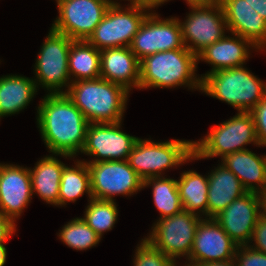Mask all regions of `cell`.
I'll return each instance as SVG.
<instances>
[{
	"label": "cell",
	"mask_w": 266,
	"mask_h": 266,
	"mask_svg": "<svg viewBox=\"0 0 266 266\" xmlns=\"http://www.w3.org/2000/svg\"><path fill=\"white\" fill-rule=\"evenodd\" d=\"M32 195L29 168L0 163V212L15 223Z\"/></svg>",
	"instance_id": "e0dca14e"
},
{
	"label": "cell",
	"mask_w": 266,
	"mask_h": 266,
	"mask_svg": "<svg viewBox=\"0 0 266 266\" xmlns=\"http://www.w3.org/2000/svg\"><path fill=\"white\" fill-rule=\"evenodd\" d=\"M191 12L183 22L179 20L184 45L198 55L207 46L225 36L227 23L219 0L206 5H190Z\"/></svg>",
	"instance_id": "30bf717a"
},
{
	"label": "cell",
	"mask_w": 266,
	"mask_h": 266,
	"mask_svg": "<svg viewBox=\"0 0 266 266\" xmlns=\"http://www.w3.org/2000/svg\"><path fill=\"white\" fill-rule=\"evenodd\" d=\"M261 215V200L258 193L247 192L232 201L214 220L238 245H247Z\"/></svg>",
	"instance_id": "2e32d148"
},
{
	"label": "cell",
	"mask_w": 266,
	"mask_h": 266,
	"mask_svg": "<svg viewBox=\"0 0 266 266\" xmlns=\"http://www.w3.org/2000/svg\"><path fill=\"white\" fill-rule=\"evenodd\" d=\"M94 199L115 201L114 196H131L143 188V180L127 160L87 163Z\"/></svg>",
	"instance_id": "7c38bea8"
},
{
	"label": "cell",
	"mask_w": 266,
	"mask_h": 266,
	"mask_svg": "<svg viewBox=\"0 0 266 266\" xmlns=\"http://www.w3.org/2000/svg\"><path fill=\"white\" fill-rule=\"evenodd\" d=\"M111 4H118V1L61 0L57 5L59 16L51 28L72 40L87 41Z\"/></svg>",
	"instance_id": "8fae6325"
},
{
	"label": "cell",
	"mask_w": 266,
	"mask_h": 266,
	"mask_svg": "<svg viewBox=\"0 0 266 266\" xmlns=\"http://www.w3.org/2000/svg\"><path fill=\"white\" fill-rule=\"evenodd\" d=\"M133 266H175L177 262L153 247L146 239L137 245Z\"/></svg>",
	"instance_id": "4dcf8cb0"
},
{
	"label": "cell",
	"mask_w": 266,
	"mask_h": 266,
	"mask_svg": "<svg viewBox=\"0 0 266 266\" xmlns=\"http://www.w3.org/2000/svg\"><path fill=\"white\" fill-rule=\"evenodd\" d=\"M225 14L227 32L250 40L259 50L266 48V20L245 0H219Z\"/></svg>",
	"instance_id": "ac0fdd59"
},
{
	"label": "cell",
	"mask_w": 266,
	"mask_h": 266,
	"mask_svg": "<svg viewBox=\"0 0 266 266\" xmlns=\"http://www.w3.org/2000/svg\"><path fill=\"white\" fill-rule=\"evenodd\" d=\"M221 160L237 176L247 192L260 194L266 188L265 154L258 156L247 149L226 155Z\"/></svg>",
	"instance_id": "44dd1931"
},
{
	"label": "cell",
	"mask_w": 266,
	"mask_h": 266,
	"mask_svg": "<svg viewBox=\"0 0 266 266\" xmlns=\"http://www.w3.org/2000/svg\"><path fill=\"white\" fill-rule=\"evenodd\" d=\"M7 258V249L4 243H0V266H4Z\"/></svg>",
	"instance_id": "f35d334b"
},
{
	"label": "cell",
	"mask_w": 266,
	"mask_h": 266,
	"mask_svg": "<svg viewBox=\"0 0 266 266\" xmlns=\"http://www.w3.org/2000/svg\"><path fill=\"white\" fill-rule=\"evenodd\" d=\"M129 92L101 77L71 82L65 90L89 123L122 122Z\"/></svg>",
	"instance_id": "7a4b0ae2"
},
{
	"label": "cell",
	"mask_w": 266,
	"mask_h": 266,
	"mask_svg": "<svg viewBox=\"0 0 266 266\" xmlns=\"http://www.w3.org/2000/svg\"><path fill=\"white\" fill-rule=\"evenodd\" d=\"M262 18L266 20V0H245Z\"/></svg>",
	"instance_id": "d590c367"
},
{
	"label": "cell",
	"mask_w": 266,
	"mask_h": 266,
	"mask_svg": "<svg viewBox=\"0 0 266 266\" xmlns=\"http://www.w3.org/2000/svg\"><path fill=\"white\" fill-rule=\"evenodd\" d=\"M82 219L94 232L102 238L104 232L112 230L118 218V208L115 201L90 199Z\"/></svg>",
	"instance_id": "f1b7e54d"
},
{
	"label": "cell",
	"mask_w": 266,
	"mask_h": 266,
	"mask_svg": "<svg viewBox=\"0 0 266 266\" xmlns=\"http://www.w3.org/2000/svg\"><path fill=\"white\" fill-rule=\"evenodd\" d=\"M200 266H237V264L235 262V259H230L227 261L206 263Z\"/></svg>",
	"instance_id": "74e56055"
},
{
	"label": "cell",
	"mask_w": 266,
	"mask_h": 266,
	"mask_svg": "<svg viewBox=\"0 0 266 266\" xmlns=\"http://www.w3.org/2000/svg\"><path fill=\"white\" fill-rule=\"evenodd\" d=\"M177 188L184 210L208 218V176L184 171L177 180Z\"/></svg>",
	"instance_id": "d4e9b609"
},
{
	"label": "cell",
	"mask_w": 266,
	"mask_h": 266,
	"mask_svg": "<svg viewBox=\"0 0 266 266\" xmlns=\"http://www.w3.org/2000/svg\"><path fill=\"white\" fill-rule=\"evenodd\" d=\"M56 156L73 158L63 154L45 156L37 161L33 169L29 168V173L32 193L37 194L47 204L58 206L61 174L66 164L58 160Z\"/></svg>",
	"instance_id": "603a6c76"
},
{
	"label": "cell",
	"mask_w": 266,
	"mask_h": 266,
	"mask_svg": "<svg viewBox=\"0 0 266 266\" xmlns=\"http://www.w3.org/2000/svg\"><path fill=\"white\" fill-rule=\"evenodd\" d=\"M129 47L139 61L157 52L184 48L179 19H162L152 11L140 25Z\"/></svg>",
	"instance_id": "4fadbf2b"
},
{
	"label": "cell",
	"mask_w": 266,
	"mask_h": 266,
	"mask_svg": "<svg viewBox=\"0 0 266 266\" xmlns=\"http://www.w3.org/2000/svg\"><path fill=\"white\" fill-rule=\"evenodd\" d=\"M100 77L128 91L139 89L140 61L130 47L103 49L100 51Z\"/></svg>",
	"instance_id": "d6986e66"
},
{
	"label": "cell",
	"mask_w": 266,
	"mask_h": 266,
	"mask_svg": "<svg viewBox=\"0 0 266 266\" xmlns=\"http://www.w3.org/2000/svg\"><path fill=\"white\" fill-rule=\"evenodd\" d=\"M194 160L193 141L167 140L161 142L139 138L128 156L129 166L144 181L162 177L163 171Z\"/></svg>",
	"instance_id": "5b68a950"
},
{
	"label": "cell",
	"mask_w": 266,
	"mask_h": 266,
	"mask_svg": "<svg viewBox=\"0 0 266 266\" xmlns=\"http://www.w3.org/2000/svg\"><path fill=\"white\" fill-rule=\"evenodd\" d=\"M73 41L50 28L34 65L37 88L40 85L49 91L48 94H65L63 88H69L71 83L68 54Z\"/></svg>",
	"instance_id": "ba28073f"
},
{
	"label": "cell",
	"mask_w": 266,
	"mask_h": 266,
	"mask_svg": "<svg viewBox=\"0 0 266 266\" xmlns=\"http://www.w3.org/2000/svg\"><path fill=\"white\" fill-rule=\"evenodd\" d=\"M255 124L257 140L266 147V96L250 111Z\"/></svg>",
	"instance_id": "d6a6232c"
},
{
	"label": "cell",
	"mask_w": 266,
	"mask_h": 266,
	"mask_svg": "<svg viewBox=\"0 0 266 266\" xmlns=\"http://www.w3.org/2000/svg\"><path fill=\"white\" fill-rule=\"evenodd\" d=\"M231 36L225 35L197 55L198 62L211 64L212 69L207 73L241 67L251 55L249 49L259 50L250 40L235 34Z\"/></svg>",
	"instance_id": "ffe728a7"
},
{
	"label": "cell",
	"mask_w": 266,
	"mask_h": 266,
	"mask_svg": "<svg viewBox=\"0 0 266 266\" xmlns=\"http://www.w3.org/2000/svg\"><path fill=\"white\" fill-rule=\"evenodd\" d=\"M187 261L185 262V265H183V266H198V265H194V264H190V263H187ZM175 266H177V264L175 265Z\"/></svg>",
	"instance_id": "b9f144b4"
},
{
	"label": "cell",
	"mask_w": 266,
	"mask_h": 266,
	"mask_svg": "<svg viewBox=\"0 0 266 266\" xmlns=\"http://www.w3.org/2000/svg\"><path fill=\"white\" fill-rule=\"evenodd\" d=\"M36 92L37 85L33 78L16 74L0 77V118L24 110Z\"/></svg>",
	"instance_id": "cb8c5ba5"
},
{
	"label": "cell",
	"mask_w": 266,
	"mask_h": 266,
	"mask_svg": "<svg viewBox=\"0 0 266 266\" xmlns=\"http://www.w3.org/2000/svg\"><path fill=\"white\" fill-rule=\"evenodd\" d=\"M169 0H160L156 6L159 7L160 5L164 4ZM188 6L190 5H206L215 2L216 0H185Z\"/></svg>",
	"instance_id": "8d00e7d4"
},
{
	"label": "cell",
	"mask_w": 266,
	"mask_h": 266,
	"mask_svg": "<svg viewBox=\"0 0 266 266\" xmlns=\"http://www.w3.org/2000/svg\"><path fill=\"white\" fill-rule=\"evenodd\" d=\"M201 91L237 111L250 112L266 96V83L241 66L201 75Z\"/></svg>",
	"instance_id": "277c9868"
},
{
	"label": "cell",
	"mask_w": 266,
	"mask_h": 266,
	"mask_svg": "<svg viewBox=\"0 0 266 266\" xmlns=\"http://www.w3.org/2000/svg\"><path fill=\"white\" fill-rule=\"evenodd\" d=\"M130 4H144L148 6H156L153 0H128Z\"/></svg>",
	"instance_id": "60d3db41"
},
{
	"label": "cell",
	"mask_w": 266,
	"mask_h": 266,
	"mask_svg": "<svg viewBox=\"0 0 266 266\" xmlns=\"http://www.w3.org/2000/svg\"><path fill=\"white\" fill-rule=\"evenodd\" d=\"M253 241L254 244L252 245L251 243ZM247 245L255 250H258L259 252L266 254V217L264 215L261 214L257 219L254 231L252 232L251 238Z\"/></svg>",
	"instance_id": "836d02e7"
},
{
	"label": "cell",
	"mask_w": 266,
	"mask_h": 266,
	"mask_svg": "<svg viewBox=\"0 0 266 266\" xmlns=\"http://www.w3.org/2000/svg\"><path fill=\"white\" fill-rule=\"evenodd\" d=\"M202 217L186 210L162 218L153 223L146 239L153 247L177 262L176 258L188 260L192 250L195 231Z\"/></svg>",
	"instance_id": "9c48e42d"
},
{
	"label": "cell",
	"mask_w": 266,
	"mask_h": 266,
	"mask_svg": "<svg viewBox=\"0 0 266 266\" xmlns=\"http://www.w3.org/2000/svg\"><path fill=\"white\" fill-rule=\"evenodd\" d=\"M238 244L235 243L214 218H202L195 231L190 257L194 265L234 259Z\"/></svg>",
	"instance_id": "9a60e30c"
},
{
	"label": "cell",
	"mask_w": 266,
	"mask_h": 266,
	"mask_svg": "<svg viewBox=\"0 0 266 266\" xmlns=\"http://www.w3.org/2000/svg\"><path fill=\"white\" fill-rule=\"evenodd\" d=\"M197 65V55L186 47L147 56L140 61L139 89L186 85L189 89L201 91V77L196 74Z\"/></svg>",
	"instance_id": "3957f363"
},
{
	"label": "cell",
	"mask_w": 266,
	"mask_h": 266,
	"mask_svg": "<svg viewBox=\"0 0 266 266\" xmlns=\"http://www.w3.org/2000/svg\"><path fill=\"white\" fill-rule=\"evenodd\" d=\"M261 200V214L266 217V188L259 194Z\"/></svg>",
	"instance_id": "ab89813d"
},
{
	"label": "cell",
	"mask_w": 266,
	"mask_h": 266,
	"mask_svg": "<svg viewBox=\"0 0 266 266\" xmlns=\"http://www.w3.org/2000/svg\"><path fill=\"white\" fill-rule=\"evenodd\" d=\"M121 123L89 124L81 153L94 159L86 163L128 159L139 138L121 131Z\"/></svg>",
	"instance_id": "5bb4252c"
},
{
	"label": "cell",
	"mask_w": 266,
	"mask_h": 266,
	"mask_svg": "<svg viewBox=\"0 0 266 266\" xmlns=\"http://www.w3.org/2000/svg\"><path fill=\"white\" fill-rule=\"evenodd\" d=\"M156 7L128 4L126 8L121 7L120 3L111 4L87 41L100 51L107 48L129 47L150 9L152 11V8Z\"/></svg>",
	"instance_id": "52a82bcc"
},
{
	"label": "cell",
	"mask_w": 266,
	"mask_h": 266,
	"mask_svg": "<svg viewBox=\"0 0 266 266\" xmlns=\"http://www.w3.org/2000/svg\"><path fill=\"white\" fill-rule=\"evenodd\" d=\"M37 107V127L49 153L73 158L83 149L89 122L66 94H47Z\"/></svg>",
	"instance_id": "6da1fadb"
},
{
	"label": "cell",
	"mask_w": 266,
	"mask_h": 266,
	"mask_svg": "<svg viewBox=\"0 0 266 266\" xmlns=\"http://www.w3.org/2000/svg\"><path fill=\"white\" fill-rule=\"evenodd\" d=\"M234 259L237 266H266V254L248 245H238Z\"/></svg>",
	"instance_id": "1f68e13d"
},
{
	"label": "cell",
	"mask_w": 266,
	"mask_h": 266,
	"mask_svg": "<svg viewBox=\"0 0 266 266\" xmlns=\"http://www.w3.org/2000/svg\"><path fill=\"white\" fill-rule=\"evenodd\" d=\"M16 224L0 212V243H6L16 232Z\"/></svg>",
	"instance_id": "e575fe53"
},
{
	"label": "cell",
	"mask_w": 266,
	"mask_h": 266,
	"mask_svg": "<svg viewBox=\"0 0 266 266\" xmlns=\"http://www.w3.org/2000/svg\"><path fill=\"white\" fill-rule=\"evenodd\" d=\"M257 145L255 124L250 112L238 113L222 124L213 126L211 131L201 140L193 141L194 160L208 159L237 151L247 150L244 145Z\"/></svg>",
	"instance_id": "8992f818"
},
{
	"label": "cell",
	"mask_w": 266,
	"mask_h": 266,
	"mask_svg": "<svg viewBox=\"0 0 266 266\" xmlns=\"http://www.w3.org/2000/svg\"><path fill=\"white\" fill-rule=\"evenodd\" d=\"M245 193L247 191L237 176L219 164L208 175V218H214Z\"/></svg>",
	"instance_id": "7402d4cb"
},
{
	"label": "cell",
	"mask_w": 266,
	"mask_h": 266,
	"mask_svg": "<svg viewBox=\"0 0 266 266\" xmlns=\"http://www.w3.org/2000/svg\"><path fill=\"white\" fill-rule=\"evenodd\" d=\"M59 239L75 250H87L96 246L101 238L82 218H73L58 234Z\"/></svg>",
	"instance_id": "f546056e"
},
{
	"label": "cell",
	"mask_w": 266,
	"mask_h": 266,
	"mask_svg": "<svg viewBox=\"0 0 266 266\" xmlns=\"http://www.w3.org/2000/svg\"><path fill=\"white\" fill-rule=\"evenodd\" d=\"M152 186L154 205L160 212L159 219L171 217L183 210L177 188V180L172 178L151 177L143 181V189Z\"/></svg>",
	"instance_id": "83f0119b"
},
{
	"label": "cell",
	"mask_w": 266,
	"mask_h": 266,
	"mask_svg": "<svg viewBox=\"0 0 266 266\" xmlns=\"http://www.w3.org/2000/svg\"><path fill=\"white\" fill-rule=\"evenodd\" d=\"M68 70L71 82L99 78L100 50L86 40H74L68 54Z\"/></svg>",
	"instance_id": "484cf974"
},
{
	"label": "cell",
	"mask_w": 266,
	"mask_h": 266,
	"mask_svg": "<svg viewBox=\"0 0 266 266\" xmlns=\"http://www.w3.org/2000/svg\"><path fill=\"white\" fill-rule=\"evenodd\" d=\"M156 4L160 1V0H153Z\"/></svg>",
	"instance_id": "7bdbcfd3"
},
{
	"label": "cell",
	"mask_w": 266,
	"mask_h": 266,
	"mask_svg": "<svg viewBox=\"0 0 266 266\" xmlns=\"http://www.w3.org/2000/svg\"><path fill=\"white\" fill-rule=\"evenodd\" d=\"M75 167L65 165L60 181L58 206H65L67 202H75L84 193L92 199L90 171L86 161L77 160Z\"/></svg>",
	"instance_id": "4316f807"
}]
</instances>
